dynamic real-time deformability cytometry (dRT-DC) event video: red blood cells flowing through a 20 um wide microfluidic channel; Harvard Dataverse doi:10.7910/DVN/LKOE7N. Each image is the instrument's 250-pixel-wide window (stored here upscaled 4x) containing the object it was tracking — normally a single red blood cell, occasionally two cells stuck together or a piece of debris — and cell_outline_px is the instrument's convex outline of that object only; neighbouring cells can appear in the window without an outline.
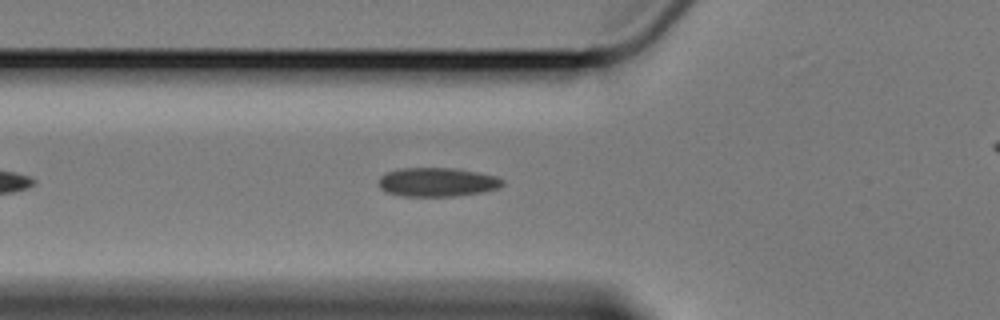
{"species": "Egyptian fruit bat (a non-hibernating species)", "species_latin": "Rousettus aegyptiacus", "temperature_condition": "cold", "stored_images_in_passage": 29, "camera_frame_rate_fps": 3000, "um_per_image_px": 0.085, "animal": {"sex": "female"}, "frame": {"image": 1, "passage_image": 9, "time_ms": 2.667, "image_size_px": [1000, 320], "cell_outline_px": [[504, 184], [496, 188], [484, 192], [456, 196], [404, 196], [388, 192], [380, 188], [380, 176], [388, 172], [400, 168], [456, 168], [496, 176], [504, 180]], "centroid_in_image_um": [37.19, 15.48], "position_along_channel_um": 88.6, "area_um2": 20.75}}
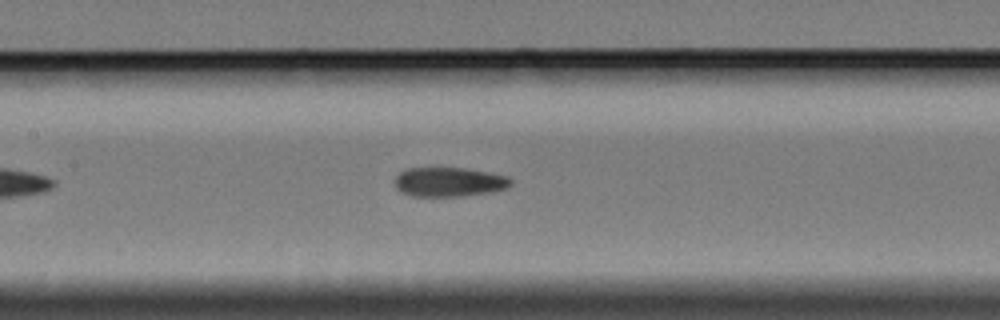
{"frame": {"image": 2, "passage_image": 16, "time_ms": 5.0, "image_size_px": [1000, 320], "cell_outline_px": [[512, 184], [508, 188], [492, 192], [464, 196], [412, 196], [400, 192], [396, 188], [396, 176], [400, 172], [408, 168], [464, 168], [508, 176], [512, 180]], "centroid_in_image_um": [38.19, 15.47], "position_along_channel_um": 169.2, "area_um2": 19.88}}
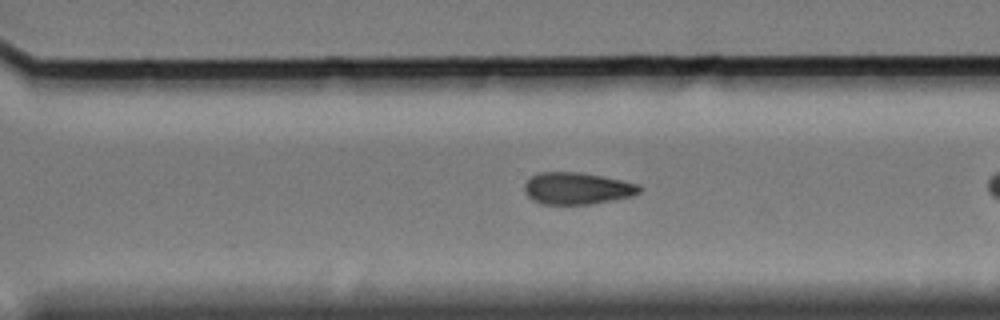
{"frame": {"image": 3, "passage_image": 26, "time_ms": 8.333, "image_size_px": [1000, 320], "cell_outline_px": [[640, 192], [632, 196], [588, 204], [540, 204], [532, 200], [524, 192], [524, 184], [532, 176], [540, 172], [580, 172], [604, 176], [640, 184]], "centroid_in_image_um": [49.04, 16.0], "position_along_channel_um": 321.6, "area_um2": 21.39}}